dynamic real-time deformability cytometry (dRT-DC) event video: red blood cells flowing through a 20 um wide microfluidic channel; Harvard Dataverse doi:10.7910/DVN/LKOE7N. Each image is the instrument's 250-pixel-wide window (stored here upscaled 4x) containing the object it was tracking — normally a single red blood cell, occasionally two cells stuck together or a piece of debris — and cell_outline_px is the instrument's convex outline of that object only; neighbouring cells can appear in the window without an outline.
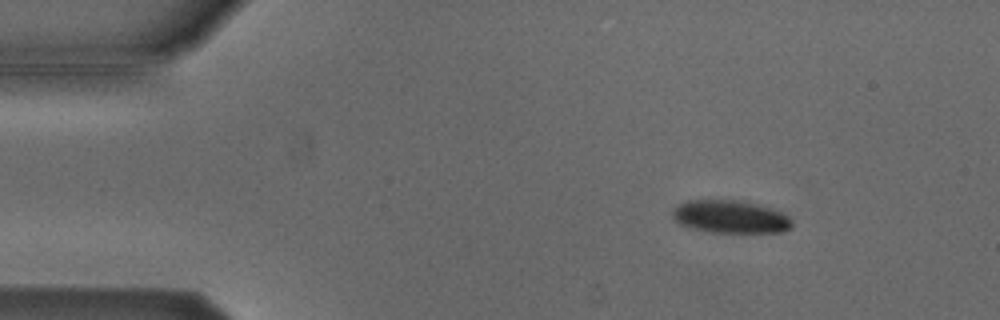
{"species": "Egyptian fruit bat (a non-hibernating species)", "species_latin": "Rousettus aegyptiacus", "temperature_condition": "cold", "stored_images_in_passage": 3, "camera_frame_rate_fps": 3000, "um_per_image_px": 0.085, "animal": {"sex": "male"}, "frame": {"image": 1, "passage_image": 1, "time_ms": 0.0, "image_size_px": [1000, 320], "cell_outline_px": [[792, 228], [784, 232], [712, 232], [680, 224], [672, 216], [672, 212], [680, 204], [688, 200], [736, 200], [756, 204], [780, 212], [788, 216], [792, 220]], "centroid_in_image_um": [62.12, 18.43], "position_along_channel_um": 22.9, "area_um2": 22.43}}